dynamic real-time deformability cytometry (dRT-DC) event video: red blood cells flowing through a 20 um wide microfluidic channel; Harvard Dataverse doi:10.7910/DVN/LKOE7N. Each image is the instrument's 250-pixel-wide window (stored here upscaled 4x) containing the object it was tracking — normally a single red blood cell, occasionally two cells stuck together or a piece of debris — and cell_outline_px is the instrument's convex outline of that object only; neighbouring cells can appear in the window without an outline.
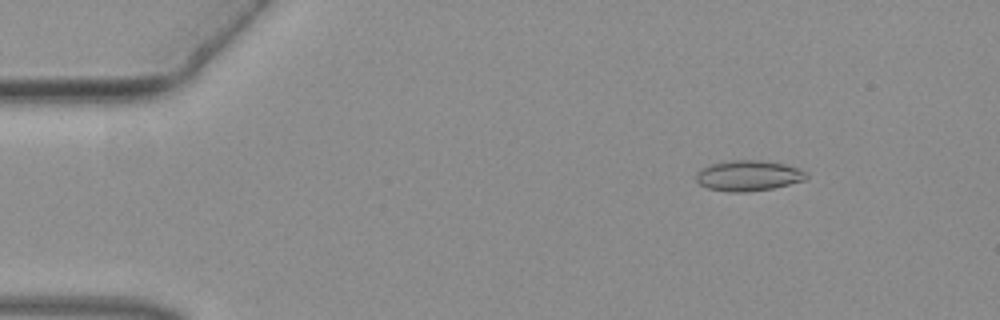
{"species": "common noctule bat (a hibernating species)", "species_latin": "Nyctalus noctula", "temperature_condition": "warm", "stored_images_in_passage": 51, "camera_frame_rate_fps": 3000, "um_per_image_px": 0.085, "animal": {"sex": "female", "body_mass_g": 19.3, "forearm_length_mm": 54.1}, "frame": {"image": 1, "passage_image": 7, "time_ms": 2.0, "image_size_px": [1000, 320], "cell_outline_px": [[808, 176], [804, 180], [772, 188], [744, 192], [728, 192], [708, 188], [700, 184], [696, 180], [696, 172], [700, 168], [712, 164], [732, 160], [764, 160], [784, 164], [808, 172]], "centroid_in_image_um": [63.59, 14.92], "position_along_channel_um": 21.4, "area_um2": 19.54}}
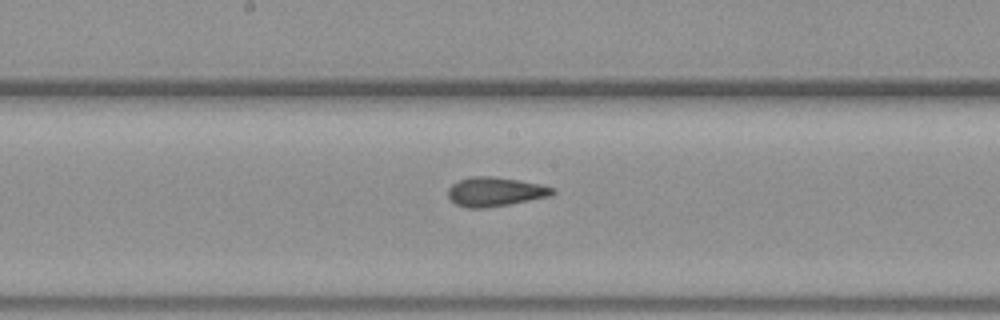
{"frame": {"image": 2, "passage_image": 27, "time_ms": 8.667, "image_size_px": [1000, 320], "cell_outline_px": [[556, 192], [548, 196], [508, 204], [484, 208], [464, 208], [456, 204], [448, 196], [448, 188], [456, 180], [472, 176], [496, 176], [544, 184], [556, 188]], "centroid_in_image_um": [42.08, 16.27], "position_along_channel_um": 206.1, "area_um2": 17.98}}
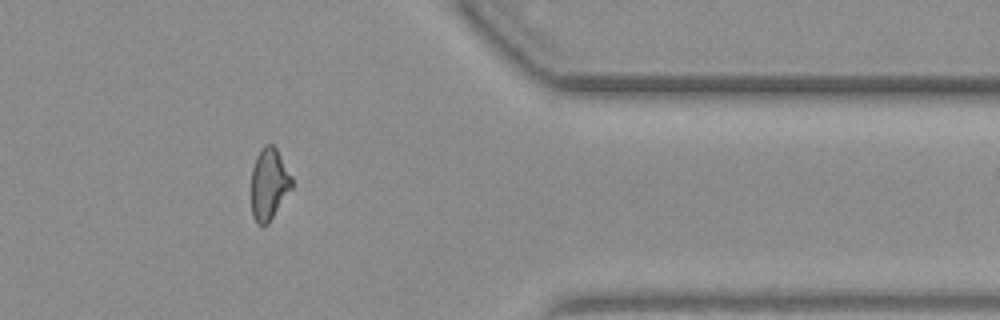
{"frame": {"image": 3, "passage_image": 42, "time_ms": 13.667, "image_size_px": [1000, 320], "cell_outline_px": [[292, 188], [268, 224], [264, 228], [256, 224], [252, 216], [252, 168], [256, 156], [260, 148], [264, 144], [272, 144], [276, 148], [292, 176]], "centroid_in_image_um": [22.86, 15.66], "position_along_channel_um": 388.5, "area_um2": 17.11}}